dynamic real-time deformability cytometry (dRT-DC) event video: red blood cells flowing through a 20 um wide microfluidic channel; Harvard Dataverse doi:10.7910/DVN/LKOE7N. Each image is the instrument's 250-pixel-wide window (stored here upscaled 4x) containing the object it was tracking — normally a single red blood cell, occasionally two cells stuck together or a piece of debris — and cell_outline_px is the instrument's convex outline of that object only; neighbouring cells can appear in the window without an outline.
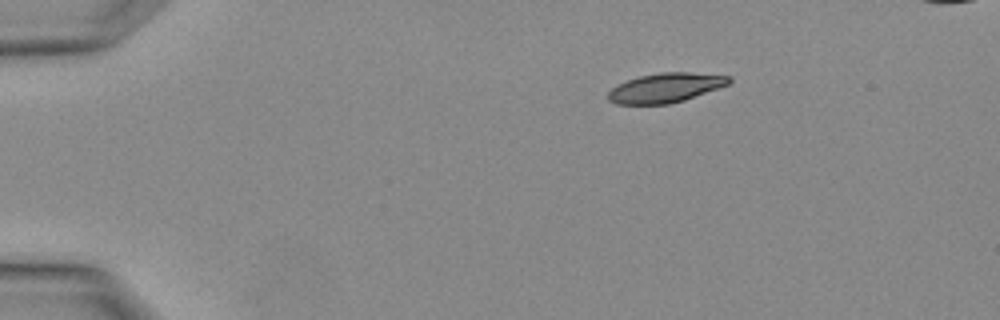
{"species": "Egyptian fruit bat (a non-hibernating species)", "species_latin": "Rousettus aegyptiacus", "temperature_condition": "warm", "stored_images_in_passage": 2, "camera_frame_rate_fps": 3000, "um_per_image_px": 0.085, "animal": {"sex": "female"}, "frame": {"image": 1, "passage_image": 1, "time_ms": 0.0, "image_size_px": [1000, 320], "cell_outline_px": [[732, 80], [728, 84], [684, 100], [668, 104], [616, 104], [608, 100], [608, 92], [612, 88], [628, 80], [640, 76], [660, 72], [688, 72], [728, 76]], "centroid_in_image_um": [56.54, 7.46], "position_along_channel_um": 28.5, "area_um2": 20.4}}